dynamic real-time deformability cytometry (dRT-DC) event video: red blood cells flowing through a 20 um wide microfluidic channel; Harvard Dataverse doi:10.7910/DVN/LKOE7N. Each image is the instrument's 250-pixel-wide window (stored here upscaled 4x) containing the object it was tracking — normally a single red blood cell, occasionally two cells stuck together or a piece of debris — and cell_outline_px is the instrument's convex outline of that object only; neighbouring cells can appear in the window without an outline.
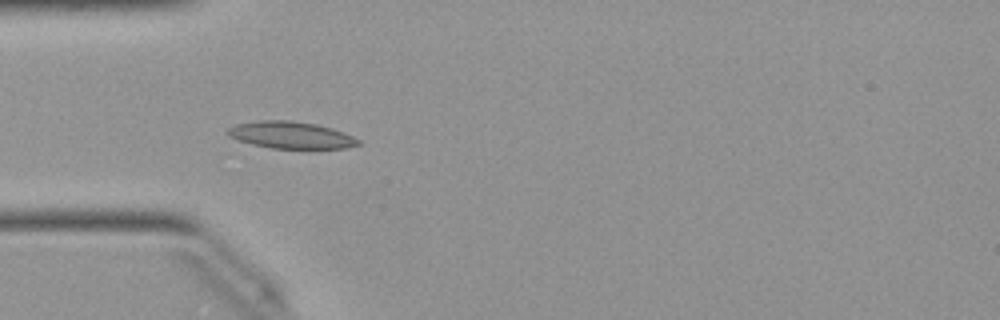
{"species": "Egyptian fruit bat (a non-hibernating species)", "species_latin": "Rousettus aegyptiacus", "temperature_condition": "warm", "stored_images_in_passage": 38, "camera_frame_rate_fps": 3000, "um_per_image_px": 0.085, "animal": {"sex": "female"}, "frame": {"image": 1, "passage_image": 3, "time_ms": 0.667, "image_size_px": [1000, 320], "cell_outline_px": [[360, 144], [344, 148], [272, 148], [252, 144], [228, 136], [228, 128], [236, 124], [260, 120], [292, 120], [316, 124], [332, 128], [352, 136], [360, 140]], "centroid_in_image_um": [24.73, 11.47], "position_along_channel_um": 60.3, "area_um2": 20.29}}
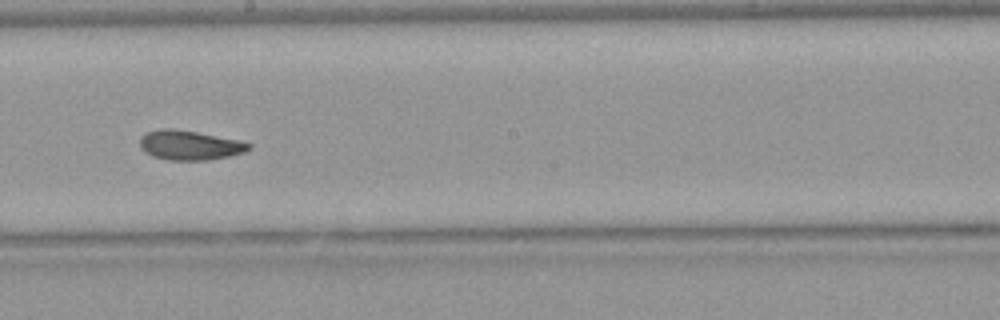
{"frame": {"image": 2, "passage_image": 16, "time_ms": 5.0, "image_size_px": [1000, 320], "cell_outline_px": [[252, 148], [244, 152], [228, 156], [208, 160], [168, 160], [152, 156], [144, 152], [140, 148], [140, 136], [148, 132], [160, 128], [172, 128], [196, 132], [240, 140], [252, 144]], "centroid_in_image_um": [16.11, 12.34], "position_along_channel_um": 232.1, "area_um2": 18.84}}
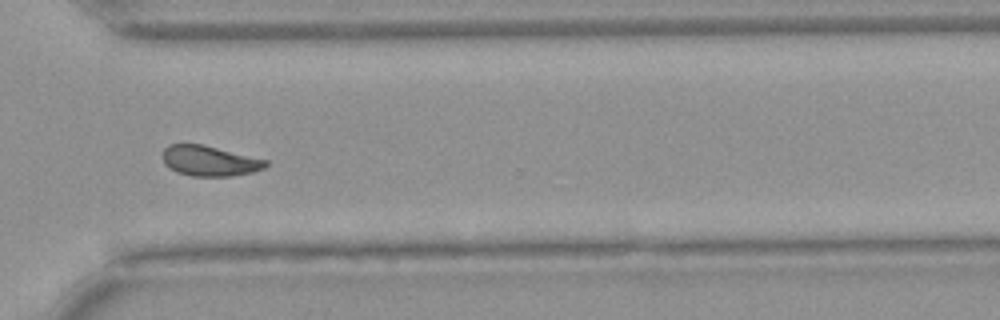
{"frame": {"image": 3, "passage_image": 25, "time_ms": 8.0, "image_size_px": [1000, 320], "cell_outline_px": [[268, 164], [264, 168], [252, 172], [232, 176], [192, 176], [176, 172], [164, 164], [160, 156], [164, 148], [168, 144], [200, 144], [268, 160]], "centroid_in_image_um": [17.76, 13.68], "position_along_channel_um": 352.8, "area_um2": 18.26}, "authors_computed_cell_mechanics": {"area_um2": 18.785, "velocity_mm_per_s": 4.0122, "shape_relaxation_time_tau1_ms": 4.8206, "shape_relaxation_time_tau2_ms": 2.415, "deformation_change_tau1": 0.153, "deformation_change_tau2": 0.0808}}